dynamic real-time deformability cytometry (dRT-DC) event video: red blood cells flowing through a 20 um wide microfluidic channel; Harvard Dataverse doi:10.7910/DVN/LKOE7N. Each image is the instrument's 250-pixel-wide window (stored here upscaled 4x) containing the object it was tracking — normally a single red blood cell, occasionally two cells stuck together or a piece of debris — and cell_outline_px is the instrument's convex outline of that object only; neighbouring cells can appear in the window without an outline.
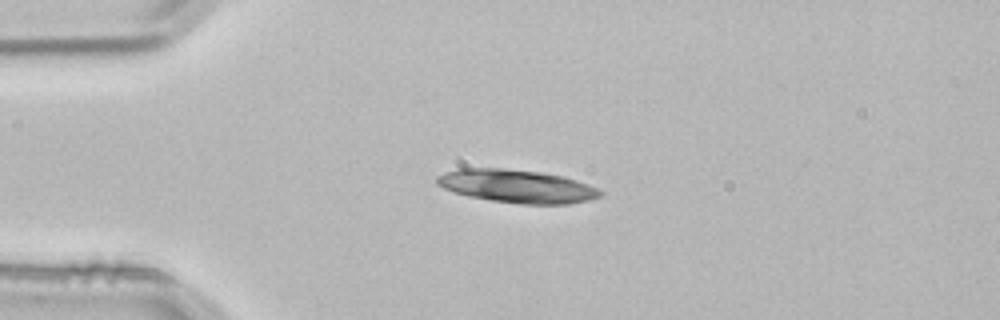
{"species": "common noctule bat (a hibernating species)", "species_latin": "Nyctalus noctula", "temperature_condition": "room temperature", "stored_images_in_passage": 2, "camera_frame_rate_fps": 3000, "um_per_image_px": 0.085, "animal": {"sex": "male", "body_mass_g": 21.5, "forearm_length_mm": 52.0}, "frame": {"image": 1, "passage_image": 2, "time_ms": 0.333, "image_size_px": [1000, 320], "cell_outline_px": [[604, 196], [588, 200], [568, 204], [520, 204], [492, 200], [468, 196], [444, 188], [436, 184], [436, 176], [444, 172], [456, 168], [504, 168], [540, 172], [560, 176], [576, 180], [588, 184], [604, 192]], "centroid_in_image_um": [43.93, 15.82], "position_along_channel_um": 41.1, "area_um2": 31.56}}